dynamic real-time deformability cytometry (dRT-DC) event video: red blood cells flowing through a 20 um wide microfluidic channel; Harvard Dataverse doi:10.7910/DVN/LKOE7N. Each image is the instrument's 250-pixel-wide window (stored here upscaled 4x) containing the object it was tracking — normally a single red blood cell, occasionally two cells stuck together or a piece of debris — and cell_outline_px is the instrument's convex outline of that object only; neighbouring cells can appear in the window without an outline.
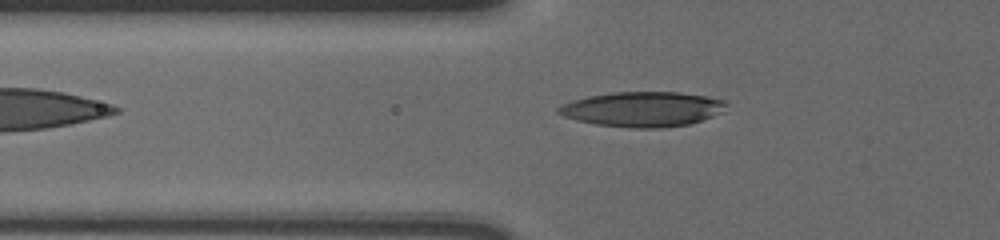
{"species": "human", "species_latin": "Homo sapiens", "temperature_condition": "cold", "stored_images_in_passage": 38, "camera_frame_rate_fps": 3000, "um_per_image_px": 0.085, "donor": {"sex": "male"}, "frame": {"image": 1, "passage_image": 2, "time_ms": 0.333, "image_size_px": [1000, 240], "cell_outline_px": [[728, 104], [724, 112], [688, 124], [660, 128], [632, 128], [596, 124], [576, 120], [564, 116], [556, 112], [556, 108], [572, 100], [588, 96], [612, 92], [680, 92], [708, 96], [724, 100]], "centroid_in_image_um": [54.64, 9.27], "position_along_channel_um": 71.2, "area_um2": 34.28}}
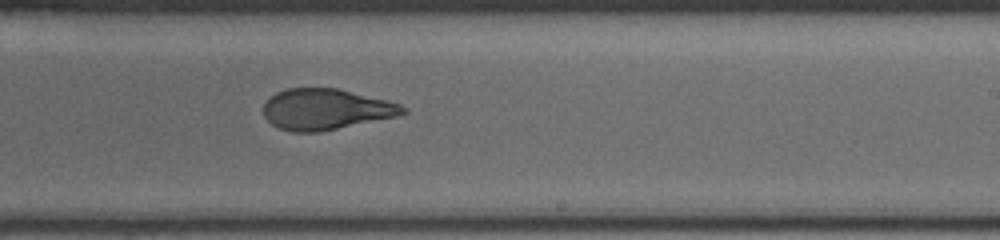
{"frame": {"image": 2, "passage_image": 18, "time_ms": 5.667, "image_size_px": [1000, 240], "cell_outline_px": [[408, 112], [396, 116], [316, 132], [292, 132], [280, 128], [272, 124], [264, 116], [264, 104], [276, 92], [288, 88], [336, 88], [388, 100], [400, 104], [408, 108]], "centroid_in_image_um": [27.7, 9.28], "position_along_channel_um": 261.3, "area_um2": 32.83}}
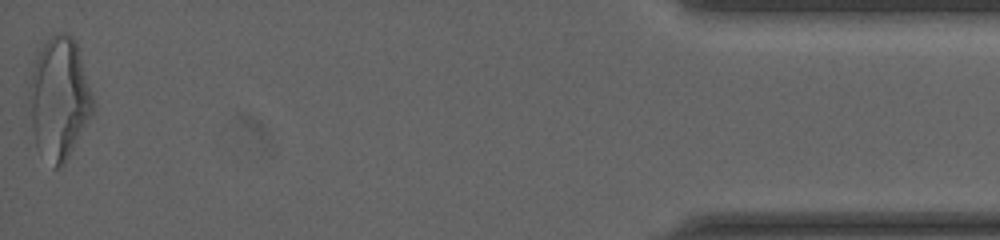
{"frame": {"image": 3, "passage_image": 38, "time_ms": 12.333, "image_size_px": [1000, 240], "cell_outline_px": [[92, 116], [64, 164], [56, 168], [52, 168], [36, 144], [32, 128], [28, 84], [36, 56], [44, 44], [56, 32], [64, 32], [72, 36], [76, 40], [92, 96]], "centroid_in_image_um": [5.02, 8.35], "position_along_channel_um": 430.2, "area_um2": 44.8}, "authors_computed_cell_mechanics": {"area_um2": 34.2176, "velocity_mm_per_s": 3.6379, "shape_relaxation_time_tau1_ms": 6.4836, "shape_relaxation_time_tau2_ms": 1.5199, "deformation_change_tau1": 0.2121, "deformation_change_tau2": 0.087}}